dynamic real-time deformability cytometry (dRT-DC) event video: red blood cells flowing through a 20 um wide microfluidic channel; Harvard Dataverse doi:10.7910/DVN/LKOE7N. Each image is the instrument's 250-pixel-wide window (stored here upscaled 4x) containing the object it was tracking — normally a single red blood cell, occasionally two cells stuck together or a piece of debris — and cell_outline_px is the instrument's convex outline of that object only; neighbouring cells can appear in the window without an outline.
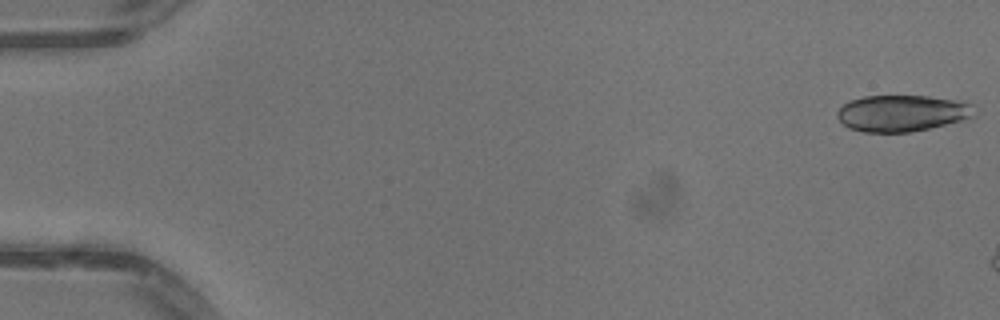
{"species": "common noctule bat (a hibernating species)", "species_latin": "Nyctalus noctula", "temperature_condition": "warm", "stored_images_in_passage": 8, "camera_frame_rate_fps": 3000, "um_per_image_px": 0.085, "animal": {"sex": "male", "body_mass_g": 13.3}, "frame": {"image": 1, "passage_image": 1, "time_ms": 0.0, "image_size_px": [1000, 320], "cell_outline_px": [[976, 116], [968, 120], [912, 132], [864, 132], [848, 128], [836, 116], [836, 112], [848, 100], [864, 96], [928, 96], [952, 100], [972, 104]], "centroid_in_image_um": [76.69, 9.63], "position_along_channel_um": 8.3, "area_um2": 29.36}}